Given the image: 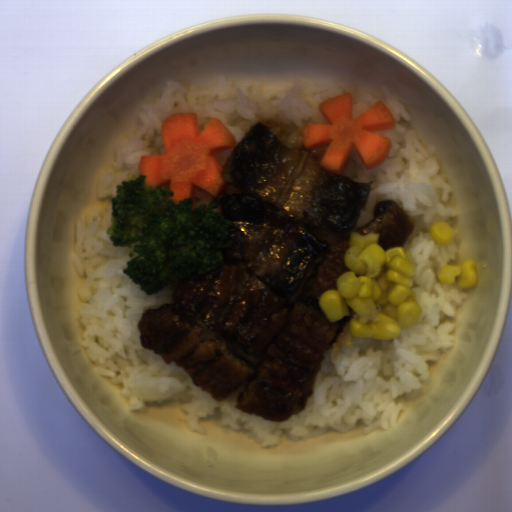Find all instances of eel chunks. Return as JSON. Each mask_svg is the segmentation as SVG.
Wrapping results in <instances>:
<instances>
[{"label":"eel chunks","instance_id":"eel-chunks-1","mask_svg":"<svg viewBox=\"0 0 512 512\" xmlns=\"http://www.w3.org/2000/svg\"><path fill=\"white\" fill-rule=\"evenodd\" d=\"M255 122L222 168L214 201L228 218L223 263L176 278L168 304L143 311L141 347L174 364L217 402L243 383L235 408L273 422L301 414L347 319L318 300L337 289L371 182L320 167Z\"/></svg>","mask_w":512,"mask_h":512},{"label":"eel chunks","instance_id":"eel-chunks-2","mask_svg":"<svg viewBox=\"0 0 512 512\" xmlns=\"http://www.w3.org/2000/svg\"><path fill=\"white\" fill-rule=\"evenodd\" d=\"M414 229V223L408 218L407 211L390 198L378 201L371 220L356 228L359 235L376 233L378 245L385 250L404 248Z\"/></svg>","mask_w":512,"mask_h":512}]
</instances>
